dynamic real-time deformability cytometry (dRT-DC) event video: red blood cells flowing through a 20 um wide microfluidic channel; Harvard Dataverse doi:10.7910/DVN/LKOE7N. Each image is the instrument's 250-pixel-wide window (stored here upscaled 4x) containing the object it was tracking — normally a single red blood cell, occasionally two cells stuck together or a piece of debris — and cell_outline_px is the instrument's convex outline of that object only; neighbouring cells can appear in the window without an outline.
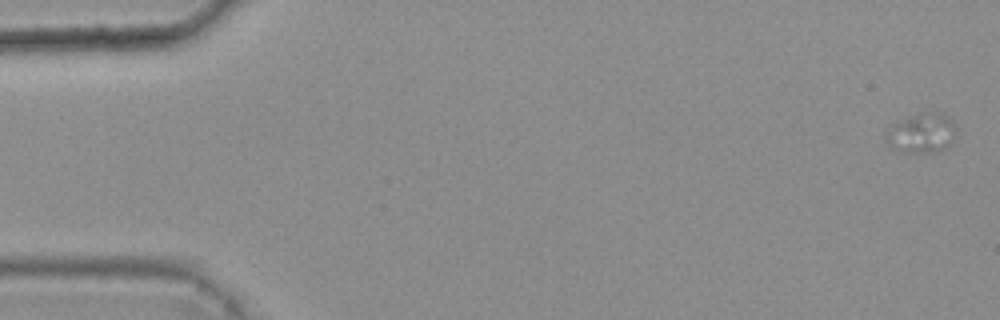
{"species": "common noctule bat (a hibernating species)", "species_latin": "Nyctalus noctula", "temperature_condition": "warm", "stored_images_in_passage": 6, "camera_frame_rate_fps": 3000, "um_per_image_px": 0.085, "animal": {"sex": "female", "body_mass_g": 25.1}, "frame": {"image": 1, "passage_image": 1, "time_ms": 0.0, "image_size_px": [1000, 320], "cell_outline_px": [[956, 128], [952, 140], [944, 148], [928, 152], [908, 152], [892, 148], [884, 136], [888, 128], [892, 124], [908, 116], [924, 112], [940, 112], [952, 120]], "centroid_in_image_um": [78.31, 11.28], "position_along_channel_um": 6.7, "area_um2": 15.95}}
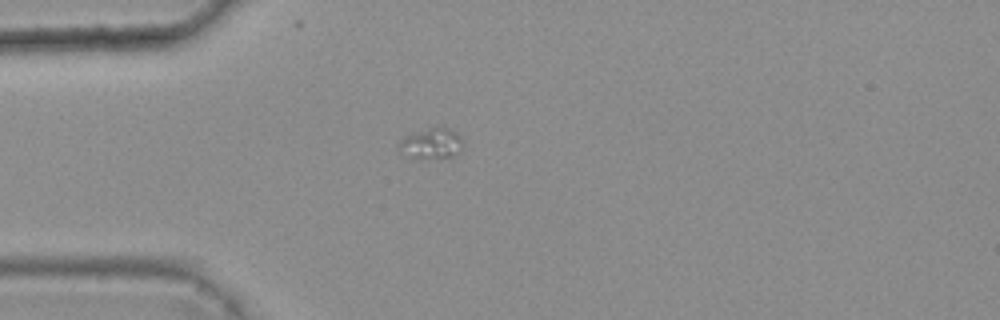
{"frame": {"image": 2, "passage_image": 5, "time_ms": 1.333, "image_size_px": [1000, 320], "cell_outline_px": [[460, 148], [452, 156], [416, 156], [400, 152], [400, 140], [404, 136], [432, 128], [448, 128], [456, 132], [460, 136]], "centroid_in_image_um": [36.66, 12.15], "position_along_channel_um": 48.3, "area_um2": 10.29}}